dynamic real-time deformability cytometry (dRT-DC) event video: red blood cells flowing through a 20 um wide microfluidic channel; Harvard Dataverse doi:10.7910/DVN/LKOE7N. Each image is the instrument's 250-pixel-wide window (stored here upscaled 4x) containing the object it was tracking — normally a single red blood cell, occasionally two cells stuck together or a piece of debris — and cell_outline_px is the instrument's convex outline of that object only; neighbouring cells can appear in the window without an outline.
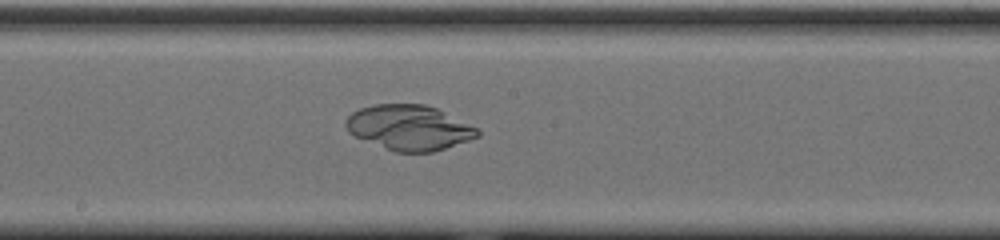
{"species": "common noctule bat (a hibernating species)", "species_latin": "Nyctalus noctula", "temperature_condition": "cold", "stored_images_in_passage": 53, "camera_frame_rate_fps": 3000, "um_per_image_px": 0.085, "animal": {"sex": "male", "body_mass_g": 20.0, "forearm_length_mm": 53.3}, "frame": {"image": 1, "passage_image": 27, "time_ms": 8.667, "image_size_px": [1000, 240], "cell_outline_px": [[480, 136], [432, 152], [396, 152], [356, 136], [348, 132], [344, 124], [344, 120], [352, 112], [360, 108], [376, 104], [424, 104], [436, 108], [476, 128], [480, 132]], "centroid_in_image_um": [34.74, 10.84], "position_along_channel_um": 213.5, "area_um2": 34.1}}
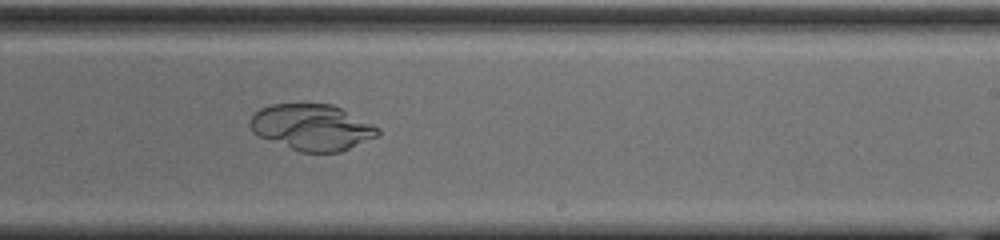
{"frame": {"image": 2, "passage_image": 31, "time_ms": 10.0, "image_size_px": [1000, 240], "cell_outline_px": [[380, 132], [376, 136], [340, 152], [300, 152], [260, 136], [252, 132], [248, 124], [248, 120], [260, 108], [272, 104], [332, 104], [380, 128]], "centroid_in_image_um": [26.48, 10.81], "position_along_channel_um": 262.5, "area_um2": 33.93}}